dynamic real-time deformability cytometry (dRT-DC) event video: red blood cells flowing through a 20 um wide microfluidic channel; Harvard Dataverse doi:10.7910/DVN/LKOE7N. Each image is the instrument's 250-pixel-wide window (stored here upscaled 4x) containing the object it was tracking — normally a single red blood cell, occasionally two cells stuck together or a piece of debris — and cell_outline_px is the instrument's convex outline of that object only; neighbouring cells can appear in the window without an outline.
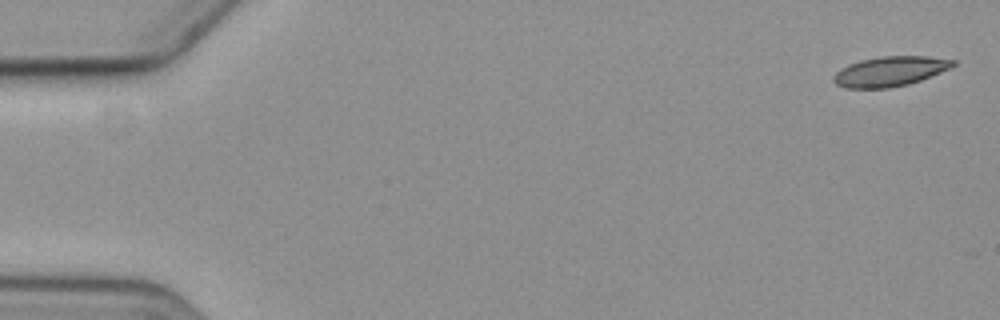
{"species": "common noctule bat (a hibernating species)", "species_latin": "Nyctalus noctula", "temperature_condition": "cold", "stored_images_in_passage": 7, "camera_frame_rate_fps": 3000, "um_per_image_px": 0.085, "animal": {"sex": "female", "body_mass_g": 19.3, "forearm_length_mm": 54.1}, "frame": {"image": 1, "passage_image": 1, "time_ms": 0.0, "image_size_px": [1000, 320], "cell_outline_px": [[956, 64], [940, 72], [920, 80], [908, 84], [888, 88], [844, 88], [836, 84], [832, 80], [832, 76], [840, 68], [848, 64], [860, 60], [880, 56], [928, 56], [956, 60]], "centroid_in_image_um": [75.6, 6.06], "position_along_channel_um": 9.4, "area_um2": 20.81}}
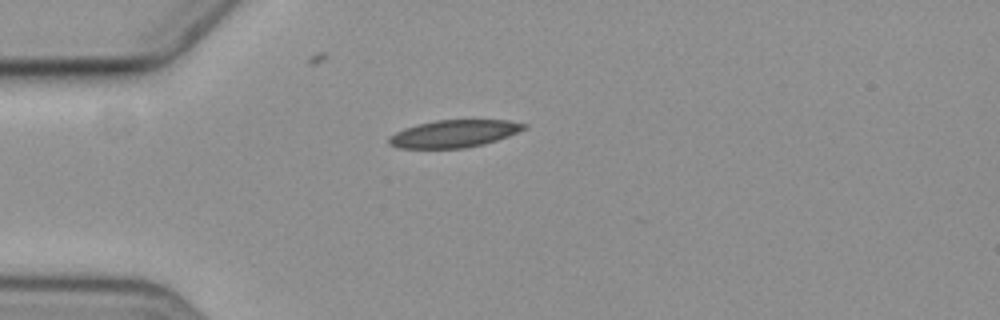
{"frame": {"image": 2, "passage_image": 5, "time_ms": 4.667, "image_size_px": [1000, 320], "cell_outline_px": [[528, 128], [508, 136], [484, 144], [464, 148], [400, 148], [388, 144], [388, 136], [404, 128], [416, 124], [436, 120], [508, 120], [528, 124]], "centroid_in_image_um": [38.59, 11.35], "position_along_channel_um": 46.4, "area_um2": 21.68}}
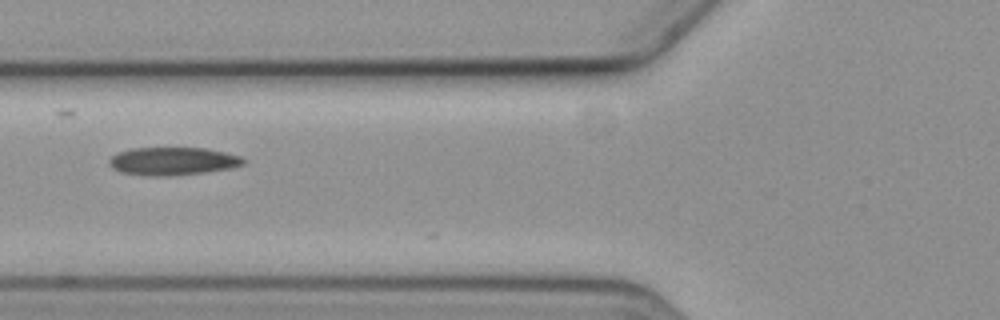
{"frame": {"image": 3, "passage_image": 7, "time_ms": 7.0, "image_size_px": [1000, 320], "cell_outline_px": [[244, 164], [232, 168], [204, 172], [164, 176], [148, 176], [120, 172], [112, 168], [108, 164], [108, 160], [112, 156], [120, 152], [132, 148], [208, 148], [240, 156], [244, 160]], "centroid_in_image_um": [14.66, 13.7], "position_along_channel_um": 111.1, "area_um2": 21.79}}